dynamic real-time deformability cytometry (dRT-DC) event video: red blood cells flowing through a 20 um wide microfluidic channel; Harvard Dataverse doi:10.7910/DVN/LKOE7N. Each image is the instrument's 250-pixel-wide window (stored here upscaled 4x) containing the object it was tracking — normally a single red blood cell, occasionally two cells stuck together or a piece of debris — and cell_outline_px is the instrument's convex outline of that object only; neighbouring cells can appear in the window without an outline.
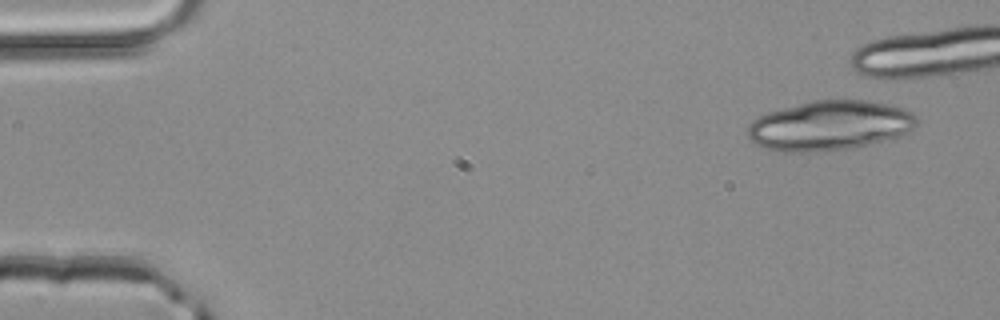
{"species": "common noctule bat (a hibernating species)", "species_latin": "Nyctalus noctula", "temperature_condition": "room temperature", "stored_images_in_passage": 6, "camera_frame_rate_fps": 3000, "um_per_image_px": 0.085, "animal": {"sex": "male", "body_mass_g": 20.4}, "frame": {"image": 1, "passage_image": 1, "time_ms": 0.0, "image_size_px": [1000, 320], "cell_outline_px": [[920, 120], [908, 132], [900, 136], [856, 148], [812, 152], [784, 152], [764, 148], [756, 144], [748, 136], [748, 124], [752, 120], [768, 112], [812, 100], [868, 100], [888, 104], [912, 112]], "centroid_in_image_um": [70.53, 10.68], "position_along_channel_um": 14.5, "area_um2": 49.19}}